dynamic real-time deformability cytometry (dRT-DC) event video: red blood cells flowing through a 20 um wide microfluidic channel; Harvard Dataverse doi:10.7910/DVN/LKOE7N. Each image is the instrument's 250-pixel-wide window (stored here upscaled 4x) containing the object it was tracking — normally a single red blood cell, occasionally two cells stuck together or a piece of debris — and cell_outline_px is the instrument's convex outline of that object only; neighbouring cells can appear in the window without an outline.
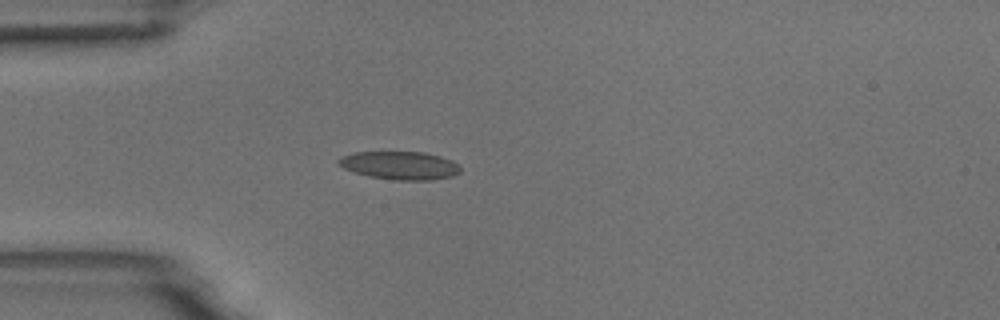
{"species": "common noctule bat (a hibernating species)", "species_latin": "Nyctalus noctula", "temperature_condition": "room temperature", "stored_images_in_passage": 5, "camera_frame_rate_fps": 3000, "um_per_image_px": 0.085, "animal": {"sex": "male", "body_mass_g": 18.8}, "frame": {"image": 1, "passage_image": 4, "time_ms": 1.0, "image_size_px": [1000, 320], "cell_outline_px": [[460, 172], [452, 176], [432, 180], [396, 180], [368, 176], [352, 172], [336, 164], [336, 160], [340, 156], [356, 152], [424, 152], [440, 156], [452, 160], [460, 168]], "centroid_in_image_um": [33.94, 14.06], "position_along_channel_um": 51.1, "area_um2": 20.11}}